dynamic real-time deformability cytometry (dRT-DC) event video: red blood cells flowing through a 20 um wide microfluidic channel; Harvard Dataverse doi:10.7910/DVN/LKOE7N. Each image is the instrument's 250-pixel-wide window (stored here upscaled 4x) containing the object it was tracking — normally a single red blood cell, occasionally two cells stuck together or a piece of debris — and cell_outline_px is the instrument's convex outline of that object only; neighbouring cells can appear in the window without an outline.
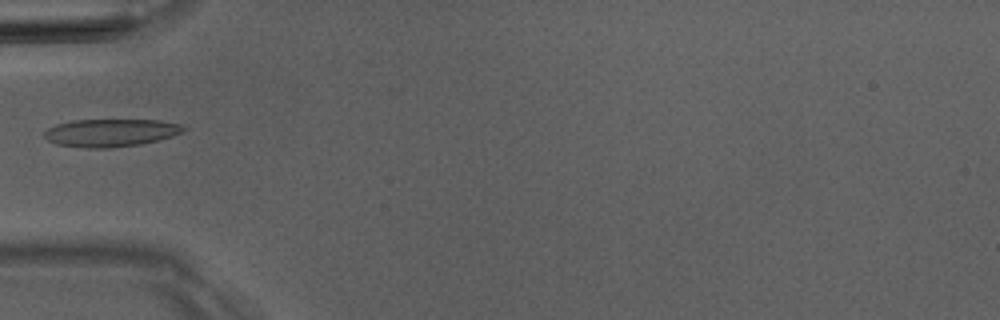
{"species": "Egyptian fruit bat (a non-hibernating species)", "species_latin": "Rousettus aegyptiacus", "temperature_condition": "room temperature", "stored_images_in_passage": 5, "camera_frame_rate_fps": 3000, "um_per_image_px": 0.085, "animal": {"sex": "male"}, "frame": {"image": 1, "passage_image": 5, "time_ms": 5.333, "image_size_px": [1000, 320], "cell_outline_px": [[188, 128], [184, 132], [172, 136], [140, 144], [112, 148], [88, 148], [56, 144], [48, 140], [44, 136], [44, 132], [48, 128], [56, 124], [72, 120], [160, 120], [180, 124]], "centroid_in_image_um": [9.42, 11.28], "position_along_channel_um": 75.6, "area_um2": 22.54}}